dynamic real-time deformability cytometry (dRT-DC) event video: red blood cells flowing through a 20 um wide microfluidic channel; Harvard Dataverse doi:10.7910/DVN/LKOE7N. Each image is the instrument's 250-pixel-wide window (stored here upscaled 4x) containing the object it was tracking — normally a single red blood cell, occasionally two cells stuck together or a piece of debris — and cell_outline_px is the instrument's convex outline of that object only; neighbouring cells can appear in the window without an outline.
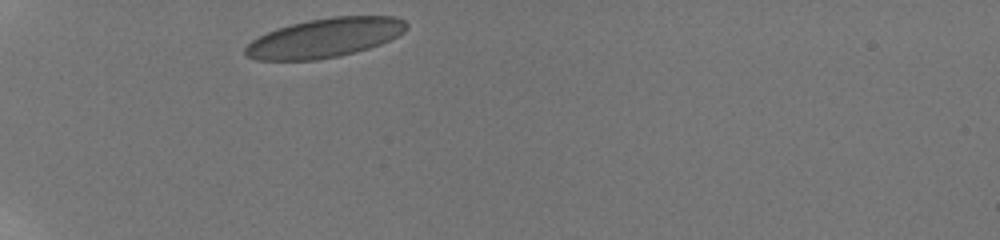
{"species": "human", "species_latin": "Homo sapiens", "temperature_condition": "room temperature", "stored_images_in_passage": 32, "camera_frame_rate_fps": 3000, "um_per_image_px": 0.085, "donor": {"sex": "male"}, "frame": {"image": 1, "passage_image": 1, "time_ms": 0.0, "image_size_px": [1000, 240], "cell_outline_px": [[408, 28], [404, 32], [380, 44], [368, 48], [340, 56], [316, 60], [256, 60], [244, 56], [244, 48], [252, 40], [276, 28], [308, 20], [332, 16], [396, 16], [404, 20], [408, 24]], "centroid_in_image_um": [27.6, 3.21], "position_along_channel_um": 57.4, "area_um2": 36.88}}
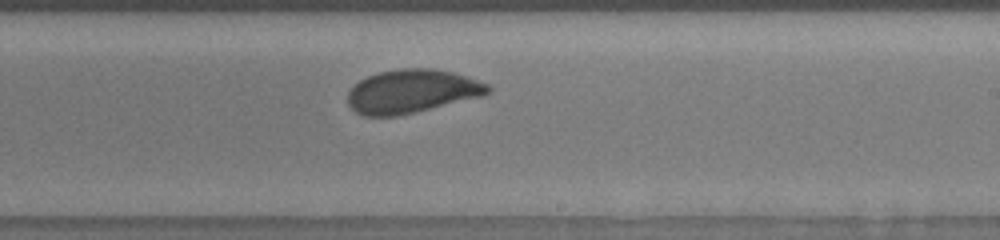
{"frame": {"image": 2, "passage_image": 19, "time_ms": 6.0, "image_size_px": [1000, 240], "cell_outline_px": [[492, 92], [484, 96], [396, 116], [364, 116], [356, 112], [348, 104], [348, 92], [360, 80], [368, 76], [380, 72], [400, 68], [428, 68], [452, 72], [488, 84], [492, 88]], "centroid_in_image_um": [35.02, 7.76], "position_along_channel_um": 254.0, "area_um2": 35.32}}
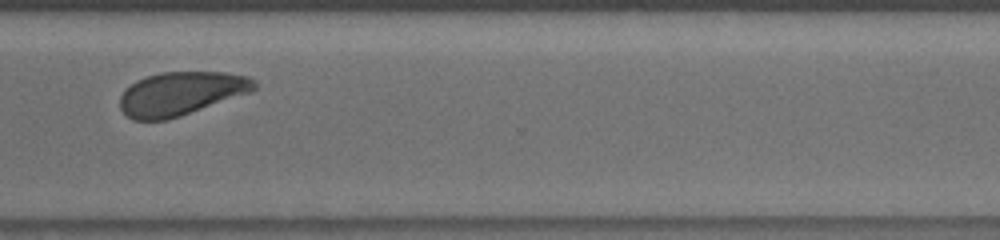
{"frame": {"image": 3, "passage_image": 27, "time_ms": 8.667, "image_size_px": [1000, 240], "cell_outline_px": [[256, 88], [252, 92], [168, 120], [132, 120], [120, 108], [120, 96], [136, 80], [160, 72], [224, 72], [252, 76], [256, 80]], "centroid_in_image_um": [15.43, 7.94], "position_along_channel_um": 355.2, "area_um2": 34.16}, "authors_computed_cell_mechanics": {"area_um2": 35.9227, "velocity_mm_per_s": 3.7802, "shape_relaxation_time_tau1_ms": 3.4483, "shape_relaxation_time_tau2_ms": 0.6427, "deformation_change_tau1": 0.1134, "deformation_change_tau2": 0.0672}}